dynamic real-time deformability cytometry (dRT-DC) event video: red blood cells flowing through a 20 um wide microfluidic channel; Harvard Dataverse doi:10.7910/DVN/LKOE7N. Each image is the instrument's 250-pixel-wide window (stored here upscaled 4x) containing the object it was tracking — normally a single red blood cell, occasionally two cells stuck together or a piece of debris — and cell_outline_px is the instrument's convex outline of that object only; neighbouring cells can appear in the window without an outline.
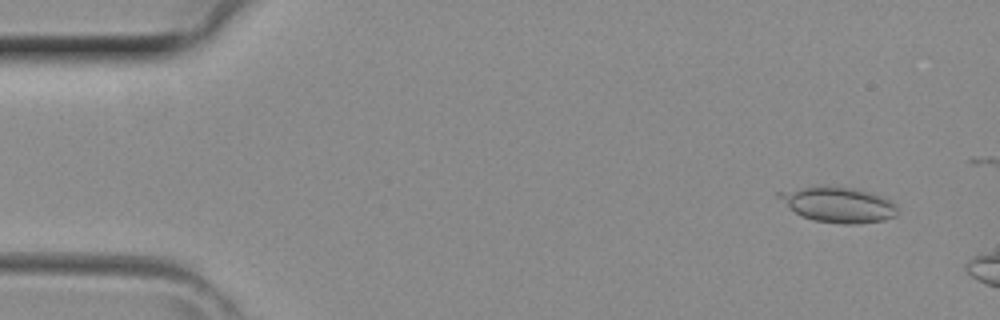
{"species": "common noctule bat (a hibernating species)", "species_latin": "Nyctalus noctula", "temperature_condition": "room temperature", "stored_images_in_passage": 7, "camera_frame_rate_fps": 3000, "um_per_image_px": 0.085, "animal": {"sex": "female", "body_mass_g": 29.2, "forearm_length_mm": 56.3}, "frame": {"image": 1, "passage_image": 3, "time_ms": 0.667, "image_size_px": [1000, 320], "cell_outline_px": [[896, 216], [884, 220], [852, 224], [844, 224], [816, 220], [804, 216], [796, 212], [776, 196], [776, 192], [800, 188], [856, 188], [880, 196], [896, 204]], "centroid_in_image_um": [71.28, 17.41], "position_along_channel_um": 13.7, "area_um2": 23.41}}